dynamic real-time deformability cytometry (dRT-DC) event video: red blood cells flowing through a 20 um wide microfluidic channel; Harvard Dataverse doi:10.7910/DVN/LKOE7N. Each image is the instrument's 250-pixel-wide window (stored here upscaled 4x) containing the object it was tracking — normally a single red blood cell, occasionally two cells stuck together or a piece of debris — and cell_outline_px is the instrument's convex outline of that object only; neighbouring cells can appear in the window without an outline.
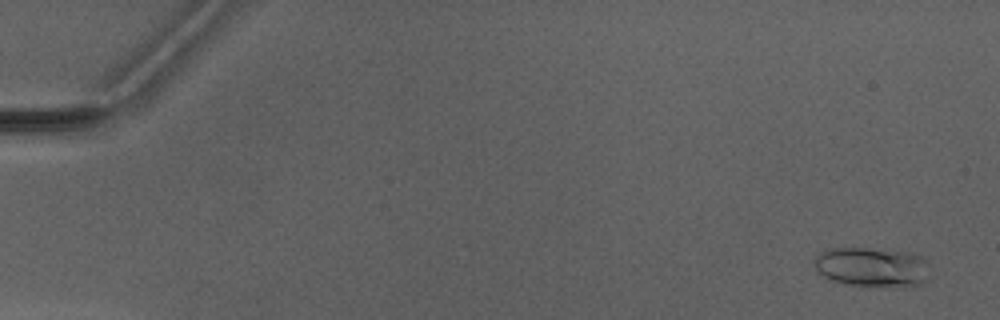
{"species": "Egyptian fruit bat (a non-hibernating species)", "species_latin": "Rousettus aegyptiacus", "temperature_condition": "warm", "stored_images_in_passage": 4, "camera_frame_rate_fps": 3000, "um_per_image_px": 0.085, "animal": {"sex": "male"}, "frame": {"image": 1, "passage_image": 1, "time_ms": 0.0, "image_size_px": [1000, 320], "cell_outline_px": [[924, 280], [920, 284], [868, 288], [832, 280], [824, 276], [816, 268], [816, 256], [820, 252], [832, 248], [868, 248], [908, 252], [920, 256], [924, 260]], "centroid_in_image_um": [74.04, 22.7], "position_along_channel_um": 11.0, "area_um2": 26.01}}